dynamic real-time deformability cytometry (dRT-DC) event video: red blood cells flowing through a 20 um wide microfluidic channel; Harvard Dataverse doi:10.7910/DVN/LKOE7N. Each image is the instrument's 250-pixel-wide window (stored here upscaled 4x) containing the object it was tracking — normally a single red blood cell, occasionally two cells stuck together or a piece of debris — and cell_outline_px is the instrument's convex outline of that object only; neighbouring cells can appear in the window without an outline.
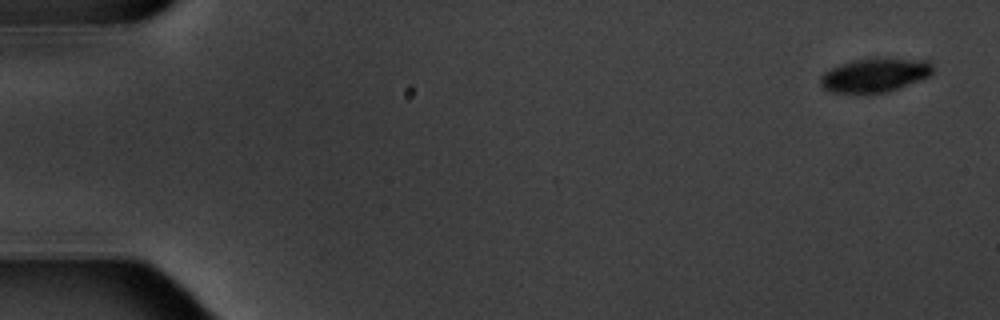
{"species": "common noctule bat (a hibernating species)", "species_latin": "Nyctalus noctula", "temperature_condition": "warm", "stored_images_in_passage": 10, "camera_frame_rate_fps": 3000, "um_per_image_px": 0.085, "animal": {"sex": "male", "body_mass_g": 20.1, "forearm_length_mm": 53.5}, "frame": {"image": 1, "passage_image": 1, "time_ms": 0.0, "image_size_px": [1000, 320], "cell_outline_px": [[932, 72], [928, 76], [920, 80], [888, 92], [868, 96], [856, 96], [828, 92], [820, 84], [820, 76], [824, 72], [832, 68], [856, 60], [888, 56], [928, 60], [932, 64]], "centroid_in_image_um": [74.35, 6.42], "position_along_channel_um": 10.7, "area_um2": 23.29}}
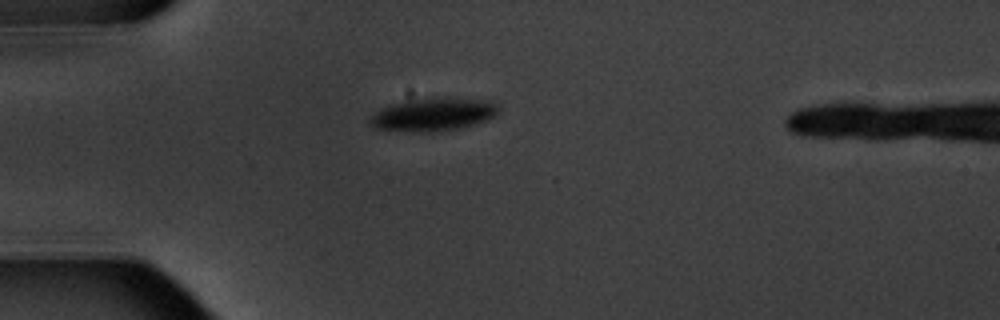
{"frame": {"image": 2, "passage_image": 5, "time_ms": 4.667, "image_size_px": [1000, 320], "cell_outline_px": [[500, 112], [496, 116], [488, 120], [476, 124], [460, 128], [440, 132], [416, 132], [376, 128], [368, 124], [368, 120], [380, 108], [412, 100], [488, 100], [496, 104], [500, 108]], "centroid_in_image_um": [36.86, 9.79], "position_along_channel_um": 48.1, "area_um2": 23.99}}
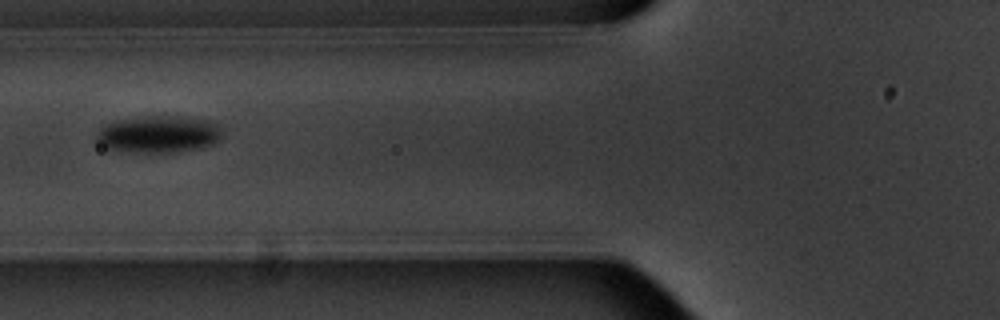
{"frame": {"image": 3, "passage_image": 7, "time_ms": 7.0, "image_size_px": [1000, 320], "cell_outline_px": [[220, 140], [212, 144], [200, 148], [176, 152], [128, 152], [108, 148], [100, 144], [96, 140], [96, 132], [104, 124], [116, 120], [144, 116], [176, 116], [216, 120], [220, 124]], "centroid_in_image_um": [13.49, 11.39], "position_along_channel_um": 112.3, "area_um2": 27.51}}